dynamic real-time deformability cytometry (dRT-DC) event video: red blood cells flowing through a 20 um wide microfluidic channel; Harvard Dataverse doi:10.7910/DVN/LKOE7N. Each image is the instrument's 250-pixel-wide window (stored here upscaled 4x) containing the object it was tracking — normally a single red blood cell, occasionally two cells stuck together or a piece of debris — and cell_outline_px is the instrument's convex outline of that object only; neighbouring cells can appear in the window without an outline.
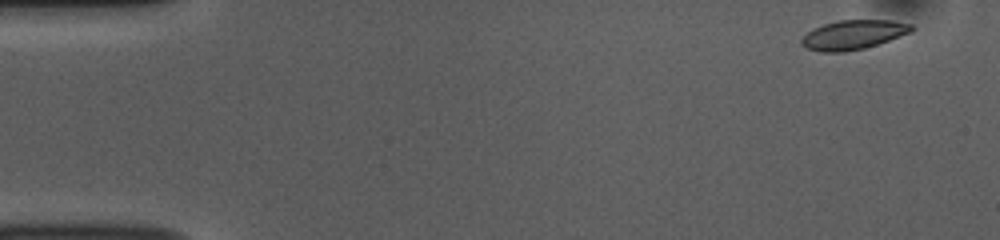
{"species": "common noctule bat (a hibernating species)", "species_latin": "Nyctalus noctula", "temperature_condition": "room temperature", "stored_images_in_passage": 51, "camera_frame_rate_fps": 3000, "um_per_image_px": 0.085, "animal": {"sex": "female", "body_mass_g": 10.0, "forearm_length_mm": 53.1}, "frame": {"image": 1, "passage_image": 1, "time_ms": 0.0, "image_size_px": [1000, 240], "cell_outline_px": [[916, 28], [912, 32], [864, 48], [844, 52], [820, 52], [808, 48], [800, 44], [800, 40], [812, 28], [824, 24], [840, 20], [892, 20], [912, 24]], "centroid_in_image_um": [72.54, 2.95], "position_along_channel_um": 12.5, "area_um2": 18.79}}
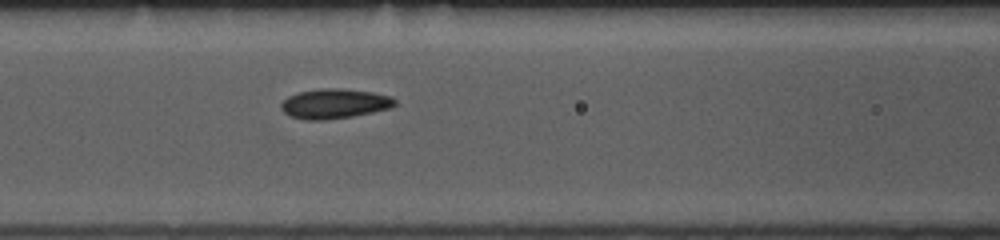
{"frame": {"image": 2, "passage_image": 20, "time_ms": 6.333, "image_size_px": [1000, 240], "cell_outline_px": [[396, 104], [388, 108], [372, 112], [352, 116], [324, 120], [308, 120], [288, 116], [280, 108], [280, 104], [288, 96], [300, 92], [320, 88], [340, 88], [372, 92], [392, 96], [396, 100]], "centroid_in_image_um": [28.41, 8.81], "position_along_channel_um": 138.2, "area_um2": 19.71}}
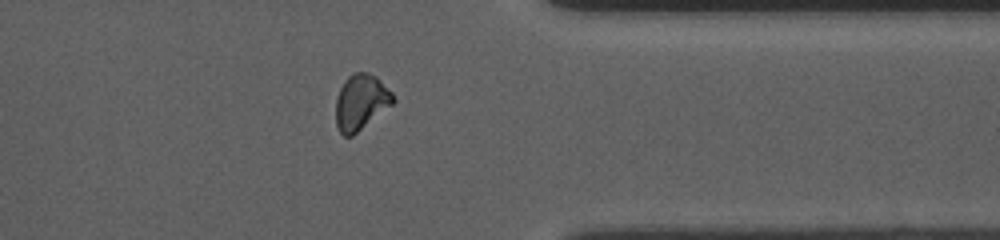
{"frame": {"image": 3, "passage_image": 40, "time_ms": 13.0, "image_size_px": [1000, 240], "cell_outline_px": [[396, 100], [392, 104], [352, 136], [344, 136], [340, 132], [336, 124], [336, 100], [340, 88], [344, 80], [348, 76], [356, 72], [368, 72], [376, 76], [392, 92]], "centroid_in_image_um": [30.67, 8.66], "position_along_channel_um": 380.7, "area_um2": 18.38}, "authors_computed_cell_mechanics": {"area_um2": 18.785, "velocity_mm_per_s": 3.773, "shape_relaxation_time_tau1_ms": 6.6509, "shape_relaxation_time_tau2_ms": 3.3495, "deformation_change_tau1": 0.115, "deformation_change_tau2": 0.0742}}